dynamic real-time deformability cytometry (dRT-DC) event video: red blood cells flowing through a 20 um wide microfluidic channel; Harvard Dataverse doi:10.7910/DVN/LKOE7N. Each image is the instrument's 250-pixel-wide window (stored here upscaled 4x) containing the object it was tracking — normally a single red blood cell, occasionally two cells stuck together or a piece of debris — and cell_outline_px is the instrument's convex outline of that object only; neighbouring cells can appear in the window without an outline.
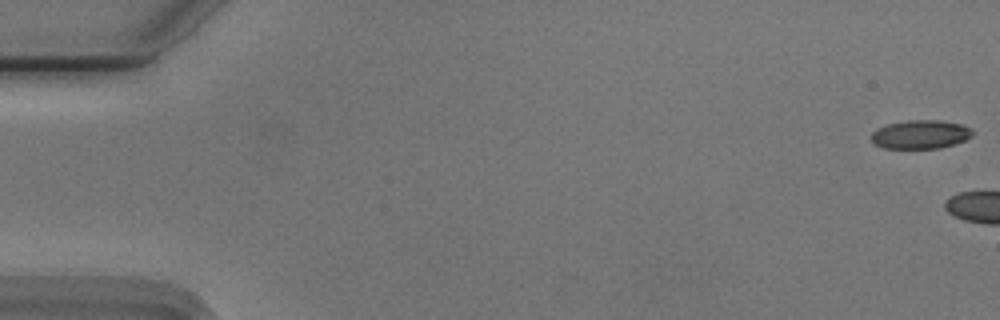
{"species": "Egyptian fruit bat (a non-hibernating species)", "species_latin": "Rousettus aegyptiacus", "temperature_condition": "cold", "stored_images_in_passage": 5, "camera_frame_rate_fps": 3000, "um_per_image_px": 0.085, "animal": {"sex": "male"}, "frame": {"image": 1, "passage_image": 1, "time_ms": 0.0, "image_size_px": [1000, 320], "cell_outline_px": [[976, 132], [972, 136], [964, 140], [940, 148], [884, 148], [876, 144], [872, 140], [872, 132], [876, 128], [888, 124], [908, 120], [940, 120], [964, 124], [972, 128]], "centroid_in_image_um": [78.29, 11.41], "position_along_channel_um": 6.7, "area_um2": 16.99}}